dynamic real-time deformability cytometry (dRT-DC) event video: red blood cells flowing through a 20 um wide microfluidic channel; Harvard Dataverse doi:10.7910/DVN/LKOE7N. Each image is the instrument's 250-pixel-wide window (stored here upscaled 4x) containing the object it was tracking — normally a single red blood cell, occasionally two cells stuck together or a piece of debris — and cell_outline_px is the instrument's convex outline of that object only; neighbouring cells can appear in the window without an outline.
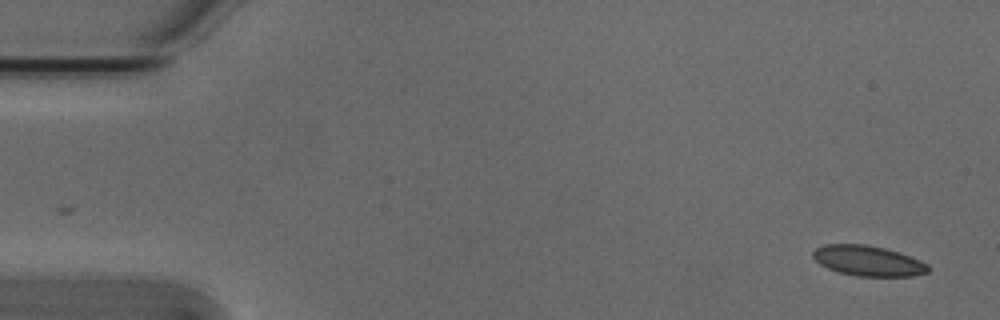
{"species": "Egyptian fruit bat (a non-hibernating species)", "species_latin": "Rousettus aegyptiacus", "temperature_condition": "cold", "stored_images_in_passage": 5, "camera_frame_rate_fps": 3000, "um_per_image_px": 0.085, "animal": {"sex": "male"}, "frame": {"image": 1, "passage_image": 1, "time_ms": 0.0, "image_size_px": [1000, 320], "cell_outline_px": [[928, 272], [912, 276], [856, 276], [840, 272], [828, 268], [820, 264], [812, 256], [812, 252], [816, 248], [824, 244], [864, 244], [884, 248], [920, 260], [928, 264]], "centroid_in_image_um": [73.76, 22.17], "position_along_channel_um": 11.2, "area_um2": 20.11}}
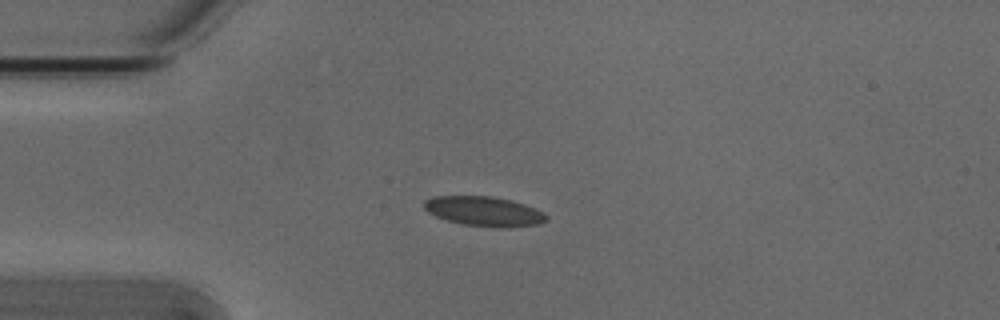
{"frame": {"image": 2, "passage_image": 4, "time_ms": 1.0, "image_size_px": [1000, 320], "cell_outline_px": [[548, 220], [540, 224], [508, 228], [496, 228], [464, 224], [448, 220], [436, 216], [428, 212], [424, 208], [424, 200], [432, 196], [492, 196], [512, 200], [524, 204], [544, 212], [548, 216]], "centroid_in_image_um": [41.18, 17.96], "position_along_channel_um": 43.8, "area_um2": 21.33}}